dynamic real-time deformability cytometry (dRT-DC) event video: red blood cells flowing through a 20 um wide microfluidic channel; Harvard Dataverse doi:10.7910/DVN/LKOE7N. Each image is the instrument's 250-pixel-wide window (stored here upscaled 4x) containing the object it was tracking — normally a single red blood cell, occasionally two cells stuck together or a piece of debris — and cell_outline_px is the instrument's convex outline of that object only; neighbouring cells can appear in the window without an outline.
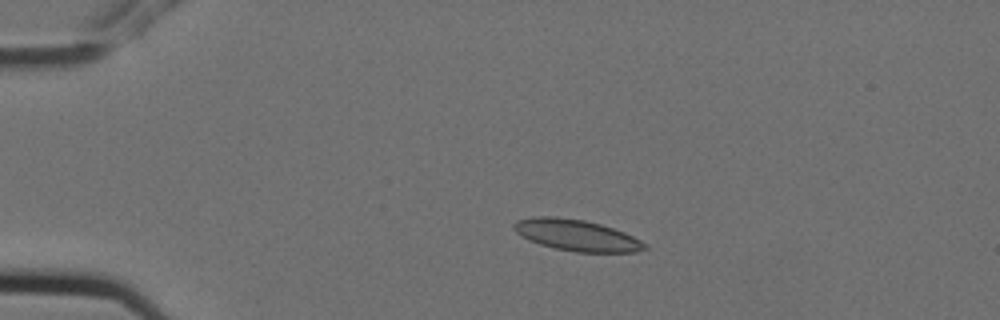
{"species": "Egyptian fruit bat (a non-hibernating species)", "species_latin": "Rousettus aegyptiacus", "temperature_condition": "cold", "stored_images_in_passage": 9, "camera_frame_rate_fps": 3000, "um_per_image_px": 0.085, "animal": {"sex": "female"}, "frame": {"image": 1, "passage_image": 1, "time_ms": 0.0, "image_size_px": [1000, 320], "cell_outline_px": [[648, 248], [636, 252], [576, 252], [556, 248], [540, 244], [528, 240], [516, 232], [512, 228], [512, 224], [516, 220], [536, 216], [556, 216], [584, 220], [600, 224], [624, 232], [648, 244]], "centroid_in_image_um": [48.99, 19.99], "position_along_channel_um": 36.0, "area_um2": 23.87}}
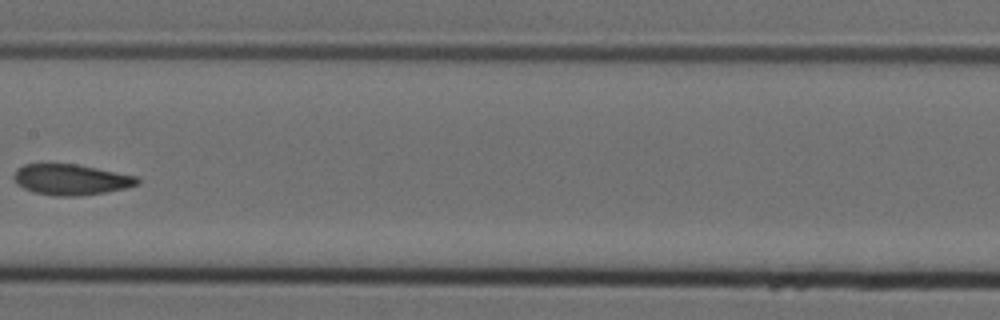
{"frame": {"image": 2, "passage_image": 6, "time_ms": 1.667, "image_size_px": [1000, 320], "cell_outline_px": [[140, 184], [124, 188], [104, 192], [76, 196], [52, 196], [32, 192], [16, 184], [12, 176], [16, 168], [24, 164], [76, 164], [140, 176]], "centroid_in_image_um": [6.02, 15.26], "position_along_channel_um": 201.4, "area_um2": 22.37}}
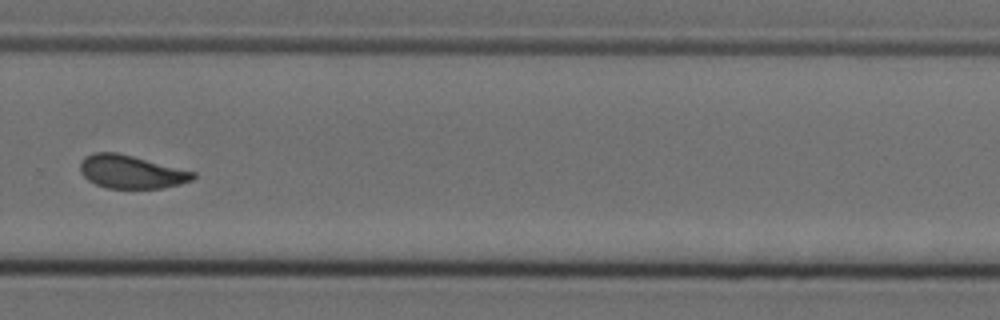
{"frame": {"image": 3, "passage_image": 9, "time_ms": 2.667, "image_size_px": [1000, 320], "cell_outline_px": [[196, 176], [192, 180], [180, 184], [160, 188], [108, 188], [96, 184], [88, 180], [80, 172], [80, 160], [84, 156], [92, 152], [116, 152], [196, 172]], "centroid_in_image_um": [11.12, 14.6], "position_along_channel_um": 318.7, "area_um2": 21.79}}